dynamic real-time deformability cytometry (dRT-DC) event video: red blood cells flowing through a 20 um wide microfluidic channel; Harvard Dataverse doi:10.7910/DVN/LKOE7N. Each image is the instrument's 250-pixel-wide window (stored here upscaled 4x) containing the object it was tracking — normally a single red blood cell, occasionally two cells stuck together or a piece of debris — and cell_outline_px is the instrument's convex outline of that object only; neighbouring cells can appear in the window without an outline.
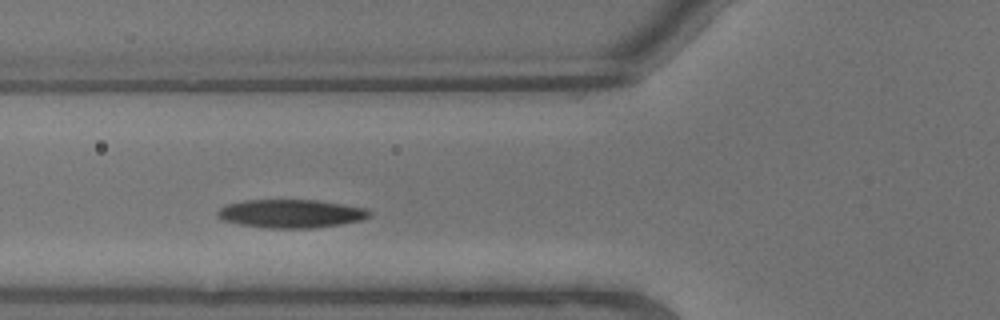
{"species": "common noctule bat (a hibernating species)", "species_latin": "Nyctalus noctula", "temperature_condition": "warm", "stored_images_in_passage": 7, "camera_frame_rate_fps": 3000, "um_per_image_px": 0.085, "animal": {"sex": "male", "body_mass_g": 13.3}, "frame": {"image": 1, "passage_image": 5, "time_ms": 1.333, "image_size_px": [1000, 320], "cell_outline_px": [[372, 216], [360, 220], [340, 224], [312, 228], [264, 228], [240, 224], [224, 220], [216, 216], [216, 212], [220, 208], [228, 204], [244, 200], [316, 200], [368, 208], [372, 212]], "centroid_in_image_um": [24.75, 18.15], "position_along_channel_um": 101.1, "area_um2": 25.14}}
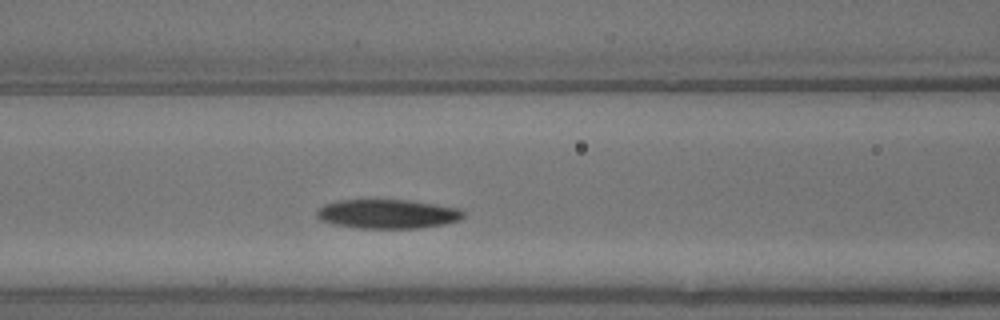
{"frame": {"image": 2, "passage_image": 6, "time_ms": 1.667, "image_size_px": [1000, 320], "cell_outline_px": [[464, 216], [460, 220], [444, 224], [416, 228], [356, 228], [332, 224], [320, 220], [316, 216], [316, 212], [324, 204], [340, 200], [404, 200], [460, 208], [464, 212]], "centroid_in_image_um": [32.92, 18.19], "position_along_channel_um": 133.7, "area_um2": 24.8}}